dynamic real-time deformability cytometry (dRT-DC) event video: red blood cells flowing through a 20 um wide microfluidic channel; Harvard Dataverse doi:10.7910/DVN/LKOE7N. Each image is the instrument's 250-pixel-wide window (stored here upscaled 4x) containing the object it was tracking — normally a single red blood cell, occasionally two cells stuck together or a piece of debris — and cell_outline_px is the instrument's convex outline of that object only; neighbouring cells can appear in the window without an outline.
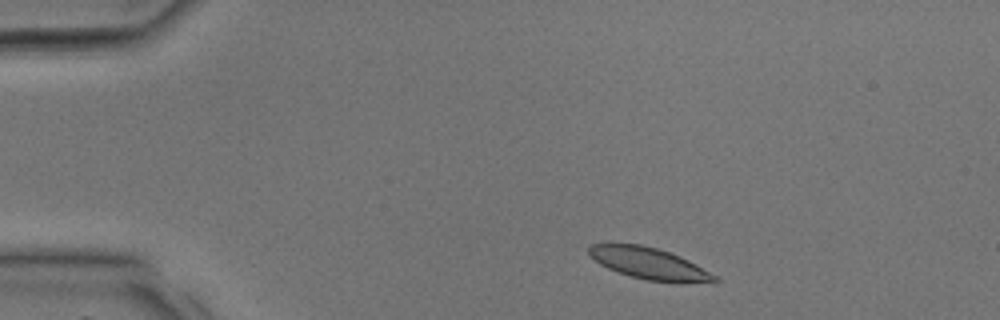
{"species": "common noctule bat (a hibernating species)", "species_latin": "Nyctalus noctula", "temperature_condition": "room temperature", "stored_images_in_passage": 30, "camera_frame_rate_fps": 3000, "um_per_image_px": 0.085, "animal": {"sex": "male", "body_mass_g": 17.9, "forearm_length_mm": 54.2}, "frame": {"image": 1, "passage_image": 2, "time_ms": 0.333, "image_size_px": [1000, 320], "cell_outline_px": [[720, 280], [716, 284], [648, 280], [632, 276], [608, 268], [600, 264], [588, 252], [588, 248], [592, 244], [640, 244], [656, 248], [680, 256], [688, 260], [716, 276]], "centroid_in_image_um": [55.24, 22.41], "position_along_channel_um": 29.8, "area_um2": 22.72}}
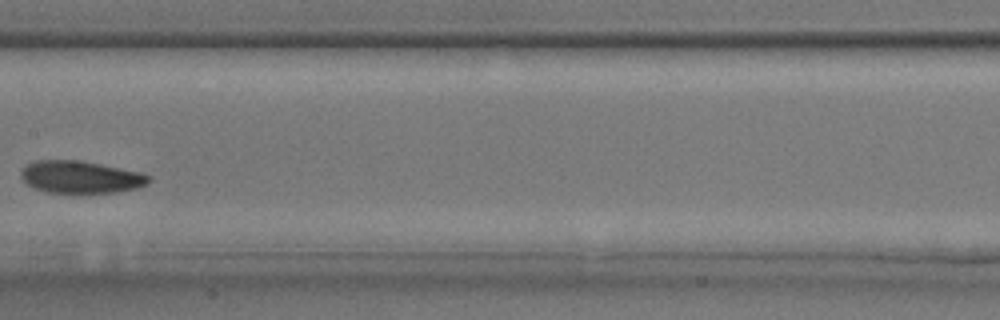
{"frame": {"image": 2, "passage_image": 14, "time_ms": 4.333, "image_size_px": [1000, 320], "cell_outline_px": [[152, 180], [148, 184], [136, 188], [116, 192], [48, 192], [36, 188], [28, 184], [20, 176], [20, 172], [28, 164], [36, 160], [80, 160], [140, 172], [152, 176]], "centroid_in_image_um": [6.89, 15.04], "position_along_channel_um": 200.5, "area_um2": 23.81}}
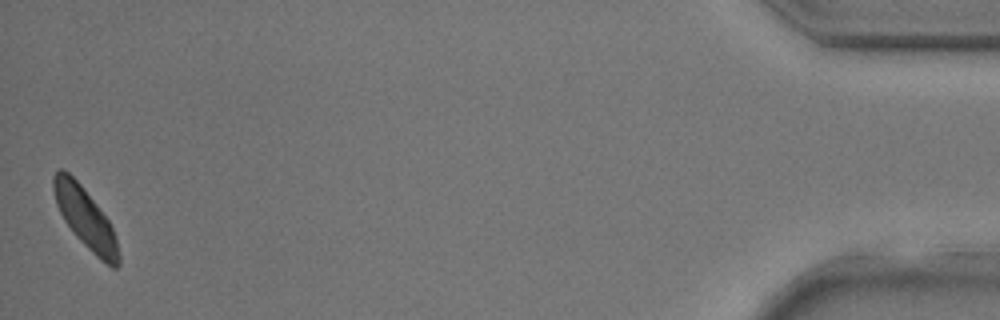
{"frame": {"image": 3, "passage_image": 30, "time_ms": 9.667, "image_size_px": [1000, 320], "cell_outline_px": [[120, 264], [116, 268], [112, 268], [100, 260], [76, 236], [64, 220], [56, 204], [52, 188], [52, 176], [60, 168], [68, 172], [80, 184], [96, 204], [108, 220], [112, 228], [116, 240], [120, 256]], "centroid_in_image_um": [7.24, 18.55], "position_along_channel_um": 428.0, "area_um2": 22.6}}